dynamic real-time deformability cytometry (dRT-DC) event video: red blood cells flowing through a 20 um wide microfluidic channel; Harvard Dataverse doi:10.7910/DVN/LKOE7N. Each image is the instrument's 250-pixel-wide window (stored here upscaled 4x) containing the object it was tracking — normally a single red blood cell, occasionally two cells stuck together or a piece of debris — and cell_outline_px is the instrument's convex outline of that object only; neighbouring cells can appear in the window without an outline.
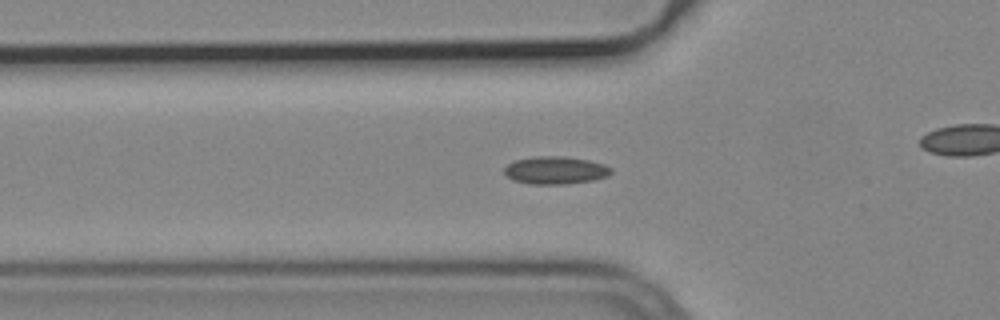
{"species": "common noctule bat (a hibernating species)", "species_latin": "Nyctalus noctula", "temperature_condition": "cold", "stored_images_in_passage": 52, "camera_frame_rate_fps": 3000, "um_per_image_px": 0.085, "animal": {"sex": "male", "body_mass_g": 19.2, "forearm_length_mm": 51.8}, "frame": {"image": 1, "passage_image": 15, "time_ms": 4.667, "image_size_px": [1000, 320], "cell_outline_px": [[612, 172], [608, 176], [592, 180], [564, 184], [528, 184], [512, 180], [504, 172], [504, 168], [508, 164], [516, 160], [536, 156], [564, 156], [588, 160], [604, 164], [612, 168]], "centroid_in_image_um": [47.21, 14.47], "position_along_channel_um": 78.6, "area_um2": 17.22}}
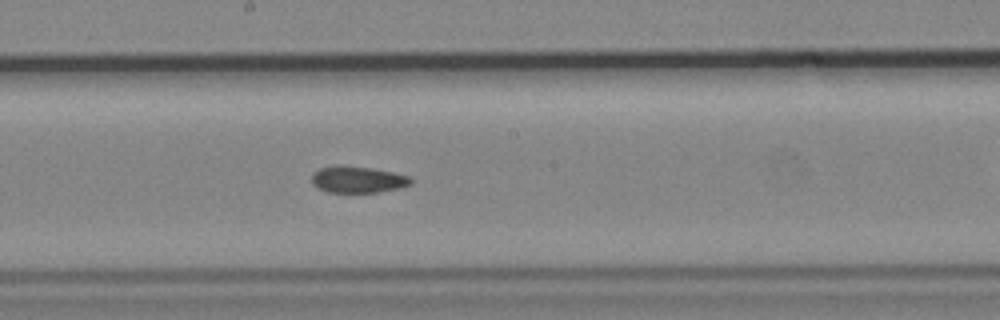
{"frame": {"image": 2, "passage_image": 26, "time_ms": 8.333, "image_size_px": [1000, 320], "cell_outline_px": [[412, 184], [400, 188], [380, 192], [328, 192], [316, 188], [312, 184], [312, 172], [320, 168], [340, 164], [344, 164], [372, 168], [392, 172], [408, 176], [412, 180]], "centroid_in_image_um": [30.37, 15.25], "position_along_channel_um": 217.8, "area_um2": 15.61}}
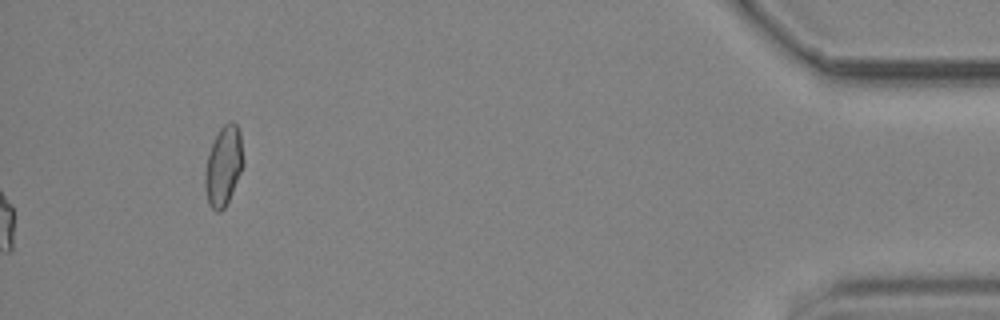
{"frame": {"image": 3, "passage_image": 52, "time_ms": 17.0, "image_size_px": [1000, 320], "cell_outline_px": [[244, 164], [228, 200], [224, 208], [220, 212], [216, 212], [208, 204], [204, 188], [204, 172], [208, 152], [220, 128], [228, 120], [232, 120], [236, 124], [240, 132]], "centroid_in_image_um": [18.98, 14.09], "position_along_channel_um": 416.2, "area_um2": 17.86}, "authors_computed_cell_mechanics": {"area_um2": 15.8661, "velocity_mm_per_s": 3.774, "shape_relaxation_time_tau1_ms": null, "shape_relaxation_time_tau2_ms": 5.5466, "deformation_change_tau1": null, "deformation_change_tau2": 0.0905}}